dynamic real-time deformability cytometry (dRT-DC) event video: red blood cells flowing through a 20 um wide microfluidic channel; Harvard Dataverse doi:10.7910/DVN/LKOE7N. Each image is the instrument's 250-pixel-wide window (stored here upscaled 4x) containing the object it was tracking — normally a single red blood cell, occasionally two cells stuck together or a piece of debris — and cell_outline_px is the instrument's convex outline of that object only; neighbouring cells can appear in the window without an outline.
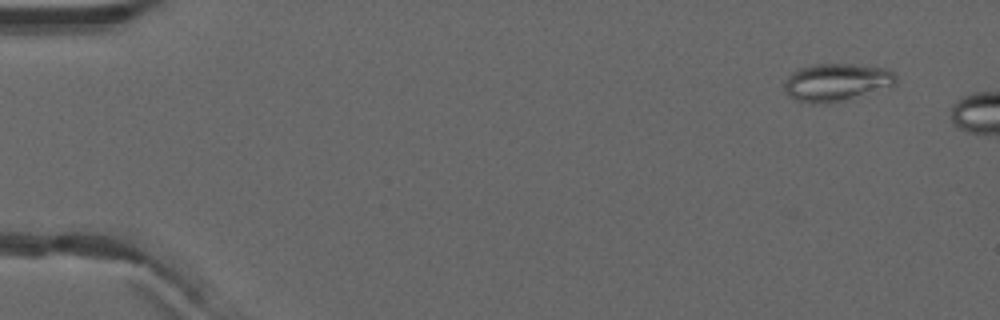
{"species": "common noctule bat (a hibernating species)", "species_latin": "Nyctalus noctula", "temperature_condition": "warm", "stored_images_in_passage": 5, "camera_frame_rate_fps": 3000, "um_per_image_px": 0.085, "animal": {"sex": "male", "forearm_length_mm": 52.5}, "frame": {"image": 1, "passage_image": 1, "time_ms": 0.0, "image_size_px": [1000, 320], "cell_outline_px": [[896, 84], [892, 88], [828, 104], [808, 104], [796, 100], [788, 96], [784, 92], [784, 84], [788, 76], [792, 72], [800, 68], [812, 64], [852, 64], [888, 68], [896, 76]], "centroid_in_image_um": [71.12, 7.01], "position_along_channel_um": 13.9, "area_um2": 25.09}}